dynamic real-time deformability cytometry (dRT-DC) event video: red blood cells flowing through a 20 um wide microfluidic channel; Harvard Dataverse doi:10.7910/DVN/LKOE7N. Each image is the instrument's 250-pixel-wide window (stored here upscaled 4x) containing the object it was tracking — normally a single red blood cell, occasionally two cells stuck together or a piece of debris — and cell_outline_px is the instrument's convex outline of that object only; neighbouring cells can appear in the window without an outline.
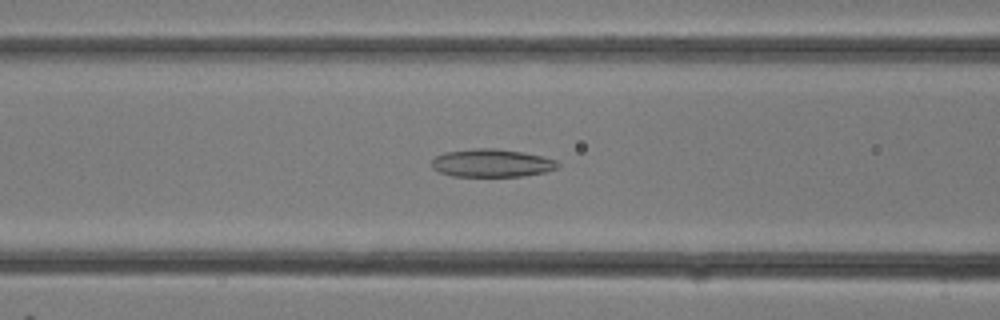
{"species": "common noctule bat (a hibernating species)", "species_latin": "Nyctalus noctula", "temperature_condition": "room temperature", "stored_images_in_passage": 30, "camera_frame_rate_fps": 3000, "um_per_image_px": 0.085, "animal": {"sex": "female"}, "frame": {"image": 1, "passage_image": 12, "time_ms": 3.667, "image_size_px": [1000, 320], "cell_outline_px": [[560, 168], [544, 172], [524, 176], [452, 176], [440, 172], [432, 168], [432, 160], [436, 156], [444, 152], [476, 148], [496, 148], [520, 152], [540, 156], [556, 160], [560, 164]], "centroid_in_image_um": [41.8, 13.86], "position_along_channel_um": 124.8, "area_um2": 20.52}}
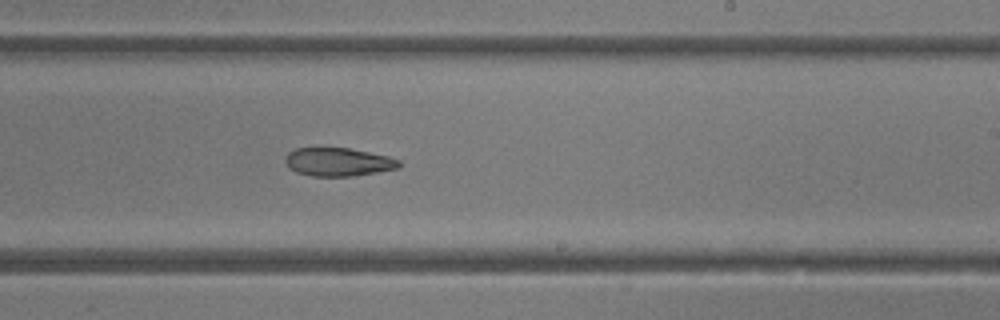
{"frame": {"image": 2, "passage_image": 18, "time_ms": 5.667, "image_size_px": [1000, 320], "cell_outline_px": [[400, 168], [352, 176], [312, 176], [296, 172], [288, 168], [284, 160], [284, 156], [288, 152], [296, 148], [320, 144], [348, 148], [388, 156], [400, 160]], "centroid_in_image_um": [28.66, 13.72], "position_along_channel_um": 260.3, "area_um2": 19.59}}
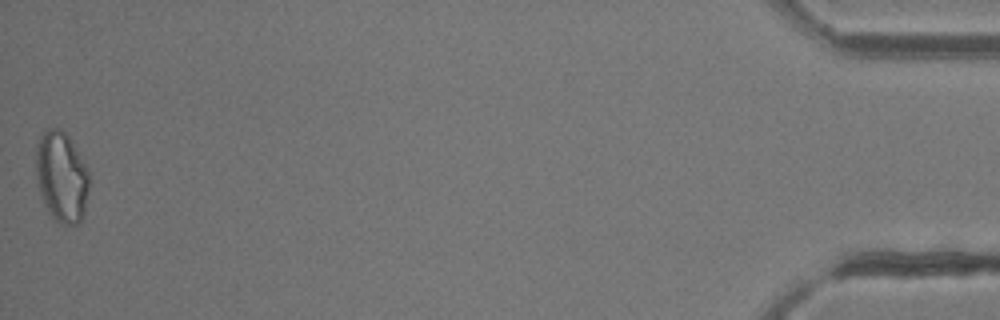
{"frame": {"image": 3, "passage_image": 30, "time_ms": 9.667, "image_size_px": [1000, 320], "cell_outline_px": [[88, 192], [84, 216], [80, 224], [60, 224], [48, 212], [44, 204], [40, 192], [36, 176], [36, 148], [40, 136], [48, 128], [60, 128], [68, 136], [84, 160], [88, 172]], "centroid_in_image_um": [5.24, 15.04], "position_along_channel_um": 430.0, "area_um2": 28.21}}